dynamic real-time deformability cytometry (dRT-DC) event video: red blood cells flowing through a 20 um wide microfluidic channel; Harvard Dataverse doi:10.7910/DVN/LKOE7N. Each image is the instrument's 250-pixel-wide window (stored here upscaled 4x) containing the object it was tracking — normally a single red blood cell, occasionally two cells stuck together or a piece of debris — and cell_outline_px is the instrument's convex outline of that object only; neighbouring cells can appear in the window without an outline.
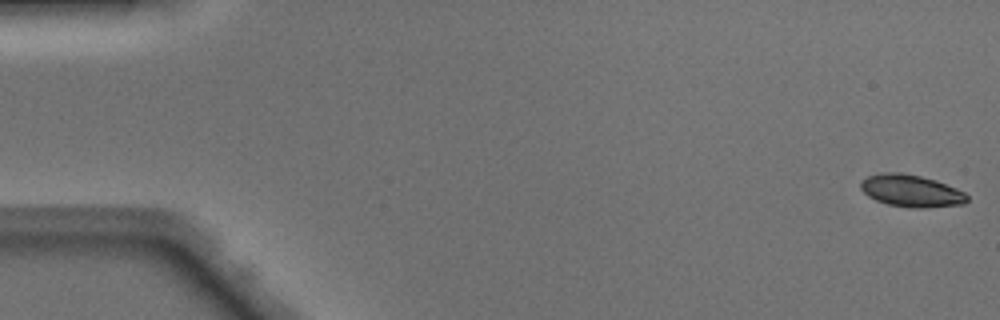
{"species": "Egyptian fruit bat (a non-hibernating species)", "species_latin": "Rousettus aegyptiacus", "temperature_condition": "warm", "stored_images_in_passage": 49, "camera_frame_rate_fps": 3000, "um_per_image_px": 0.085, "animal": {"sex": "male"}, "frame": {"image": 1, "passage_image": 1, "time_ms": 0.0, "image_size_px": [1000, 320], "cell_outline_px": [[968, 200], [964, 204], [924, 208], [916, 208], [888, 204], [876, 200], [868, 196], [860, 188], [860, 184], [868, 176], [888, 172], [896, 172], [920, 176], [936, 180], [956, 188], [964, 192], [968, 196]], "centroid_in_image_um": [77.48, 16.23], "position_along_channel_um": 7.5, "area_um2": 19.71}}
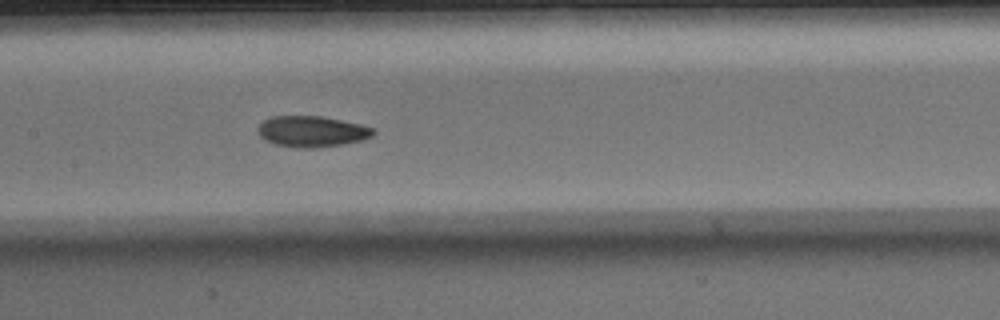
{"frame": {"image": 2, "passage_image": 24, "time_ms": 7.667, "image_size_px": [1000, 320], "cell_outline_px": [[376, 132], [372, 136], [364, 140], [344, 144], [316, 148], [304, 148], [276, 144], [264, 140], [260, 136], [260, 124], [264, 120], [272, 116], [320, 116], [360, 124], [372, 128]], "centroid_in_image_um": [26.54, 11.18], "position_along_channel_um": 180.9, "area_um2": 20.63}}
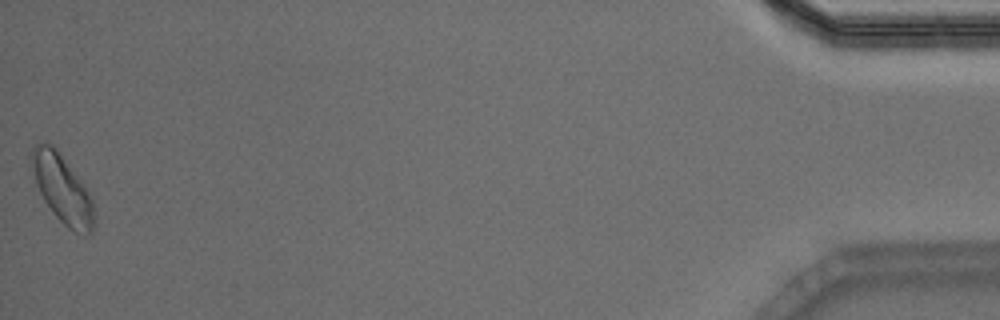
{"frame": {"image": 3, "passage_image": 49, "time_ms": 16.0, "image_size_px": [1000, 320], "cell_outline_px": [[92, 232], [84, 236], [68, 228], [52, 212], [44, 200], [36, 184], [28, 156], [32, 148], [36, 144], [44, 140], [52, 144], [56, 148], [84, 184], [92, 200]], "centroid_in_image_um": [5.23, 15.99], "position_along_channel_um": 430.0, "area_um2": 24.68}, "authors_computed_cell_mechanics": {"area_um2": 20.5768, "velocity_mm_per_s": 4.1347, "shape_relaxation_time_tau1_ms": 3.8716, "shape_relaxation_time_tau2_ms": 3.0878, "deformation_change_tau1": 0.1051, "deformation_change_tau2": 0.0637}}